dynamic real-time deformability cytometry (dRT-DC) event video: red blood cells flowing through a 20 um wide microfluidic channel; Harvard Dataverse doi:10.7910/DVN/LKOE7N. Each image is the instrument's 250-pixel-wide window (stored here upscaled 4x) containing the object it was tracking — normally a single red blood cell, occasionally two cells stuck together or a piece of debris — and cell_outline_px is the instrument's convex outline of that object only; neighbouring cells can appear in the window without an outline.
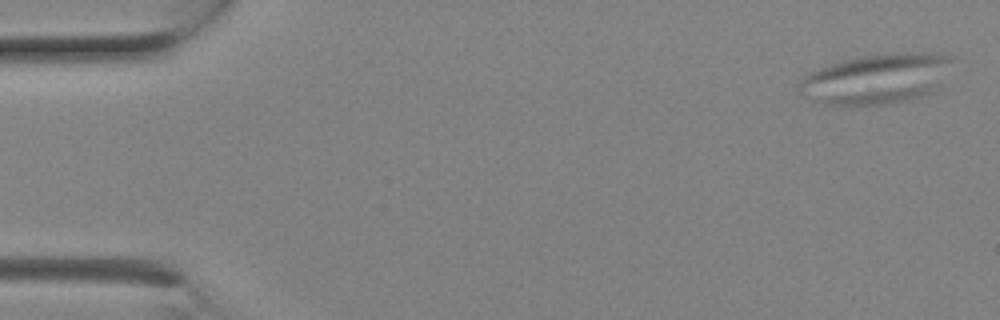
{"species": "Egyptian fruit bat (a non-hibernating species)", "species_latin": "Rousettus aegyptiacus", "temperature_condition": "room temperature", "stored_images_in_passage": 2, "camera_frame_rate_fps": 3000, "um_per_image_px": 0.085, "animal": {"sex": "female"}, "frame": {"image": 1, "passage_image": 1, "time_ms": 0.0, "image_size_px": [1000, 320], "cell_outline_px": [[952, 60], [936, 92], [908, 100], [888, 104], [820, 104], [804, 96], [796, 88], [800, 80], [804, 76], [820, 68], [844, 60], [864, 56], [908, 52], [924, 52], [952, 56]], "centroid_in_image_um": [74.5, 6.71], "position_along_channel_um": 10.5, "area_um2": 44.33}}
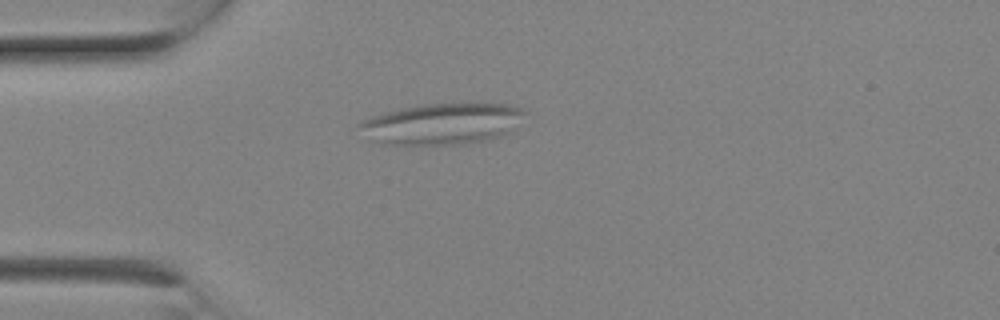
{"frame": {"image": 2, "passage_image": 2, "time_ms": 0.333, "image_size_px": [1000, 320], "cell_outline_px": [[528, 112], [512, 132], [488, 140], [464, 144], [380, 144], [372, 140], [356, 124], [372, 116], [384, 112], [424, 104], [512, 104], [524, 108]], "centroid_in_image_um": [37.67, 10.52], "position_along_channel_um": 47.3, "area_um2": 39.71}}